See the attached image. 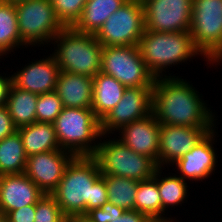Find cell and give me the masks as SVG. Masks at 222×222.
Returning <instances> with one entry per match:
<instances>
[{"label": "cell", "mask_w": 222, "mask_h": 222, "mask_svg": "<svg viewBox=\"0 0 222 222\" xmlns=\"http://www.w3.org/2000/svg\"><path fill=\"white\" fill-rule=\"evenodd\" d=\"M189 83L174 75L155 78L152 91V113L155 119L160 124L216 127L214 113Z\"/></svg>", "instance_id": "obj_1"}, {"label": "cell", "mask_w": 222, "mask_h": 222, "mask_svg": "<svg viewBox=\"0 0 222 222\" xmlns=\"http://www.w3.org/2000/svg\"><path fill=\"white\" fill-rule=\"evenodd\" d=\"M51 195L65 217L85 215L108 202L105 180L92 156H76Z\"/></svg>", "instance_id": "obj_2"}, {"label": "cell", "mask_w": 222, "mask_h": 222, "mask_svg": "<svg viewBox=\"0 0 222 222\" xmlns=\"http://www.w3.org/2000/svg\"><path fill=\"white\" fill-rule=\"evenodd\" d=\"M146 67L155 78L167 77L163 73L170 65L185 63L201 53L196 49L189 32H155L145 30L138 43ZM164 74V75H163Z\"/></svg>", "instance_id": "obj_3"}, {"label": "cell", "mask_w": 222, "mask_h": 222, "mask_svg": "<svg viewBox=\"0 0 222 222\" xmlns=\"http://www.w3.org/2000/svg\"><path fill=\"white\" fill-rule=\"evenodd\" d=\"M56 47L52 53L60 71L80 74L93 78L101 72L103 46L94 34L65 27L53 38Z\"/></svg>", "instance_id": "obj_4"}, {"label": "cell", "mask_w": 222, "mask_h": 222, "mask_svg": "<svg viewBox=\"0 0 222 222\" xmlns=\"http://www.w3.org/2000/svg\"><path fill=\"white\" fill-rule=\"evenodd\" d=\"M53 124L60 149L75 157L96 152L97 139L102 137L101 123L91 108L64 107Z\"/></svg>", "instance_id": "obj_5"}, {"label": "cell", "mask_w": 222, "mask_h": 222, "mask_svg": "<svg viewBox=\"0 0 222 222\" xmlns=\"http://www.w3.org/2000/svg\"><path fill=\"white\" fill-rule=\"evenodd\" d=\"M100 139L93 158L97 161L102 175H115L138 181L152 178L159 168L157 163L145 155L136 153L116 139Z\"/></svg>", "instance_id": "obj_6"}, {"label": "cell", "mask_w": 222, "mask_h": 222, "mask_svg": "<svg viewBox=\"0 0 222 222\" xmlns=\"http://www.w3.org/2000/svg\"><path fill=\"white\" fill-rule=\"evenodd\" d=\"M189 33L210 64L222 61V0H192Z\"/></svg>", "instance_id": "obj_7"}, {"label": "cell", "mask_w": 222, "mask_h": 222, "mask_svg": "<svg viewBox=\"0 0 222 222\" xmlns=\"http://www.w3.org/2000/svg\"><path fill=\"white\" fill-rule=\"evenodd\" d=\"M15 10L21 42L25 47L52 43L65 28L57 19L51 0H25L16 3Z\"/></svg>", "instance_id": "obj_8"}, {"label": "cell", "mask_w": 222, "mask_h": 222, "mask_svg": "<svg viewBox=\"0 0 222 222\" xmlns=\"http://www.w3.org/2000/svg\"><path fill=\"white\" fill-rule=\"evenodd\" d=\"M101 72L126 88L153 86L155 77L146 67L138 45L106 46L102 50Z\"/></svg>", "instance_id": "obj_9"}, {"label": "cell", "mask_w": 222, "mask_h": 222, "mask_svg": "<svg viewBox=\"0 0 222 222\" xmlns=\"http://www.w3.org/2000/svg\"><path fill=\"white\" fill-rule=\"evenodd\" d=\"M145 31L144 7L137 0H128L112 13L94 34L103 46L138 45Z\"/></svg>", "instance_id": "obj_10"}, {"label": "cell", "mask_w": 222, "mask_h": 222, "mask_svg": "<svg viewBox=\"0 0 222 222\" xmlns=\"http://www.w3.org/2000/svg\"><path fill=\"white\" fill-rule=\"evenodd\" d=\"M143 7L145 30L190 31L192 0H149Z\"/></svg>", "instance_id": "obj_11"}, {"label": "cell", "mask_w": 222, "mask_h": 222, "mask_svg": "<svg viewBox=\"0 0 222 222\" xmlns=\"http://www.w3.org/2000/svg\"><path fill=\"white\" fill-rule=\"evenodd\" d=\"M153 86L126 88L121 100L100 121L102 134H112L123 126L152 113Z\"/></svg>", "instance_id": "obj_12"}, {"label": "cell", "mask_w": 222, "mask_h": 222, "mask_svg": "<svg viewBox=\"0 0 222 222\" xmlns=\"http://www.w3.org/2000/svg\"><path fill=\"white\" fill-rule=\"evenodd\" d=\"M213 129V127H186L161 124L158 166L164 168L166 164L173 165L176 163Z\"/></svg>", "instance_id": "obj_13"}, {"label": "cell", "mask_w": 222, "mask_h": 222, "mask_svg": "<svg viewBox=\"0 0 222 222\" xmlns=\"http://www.w3.org/2000/svg\"><path fill=\"white\" fill-rule=\"evenodd\" d=\"M74 157L72 153L62 149L34 154L27 157L24 173L44 194H51Z\"/></svg>", "instance_id": "obj_14"}, {"label": "cell", "mask_w": 222, "mask_h": 222, "mask_svg": "<svg viewBox=\"0 0 222 222\" xmlns=\"http://www.w3.org/2000/svg\"><path fill=\"white\" fill-rule=\"evenodd\" d=\"M160 123L153 113L123 126L118 140L136 153L153 159L158 165Z\"/></svg>", "instance_id": "obj_15"}, {"label": "cell", "mask_w": 222, "mask_h": 222, "mask_svg": "<svg viewBox=\"0 0 222 222\" xmlns=\"http://www.w3.org/2000/svg\"><path fill=\"white\" fill-rule=\"evenodd\" d=\"M215 128L208 132L190 152L173 164L177 167V171H180L179 175L183 180L202 181L216 170L218 161L213 147L217 133Z\"/></svg>", "instance_id": "obj_16"}, {"label": "cell", "mask_w": 222, "mask_h": 222, "mask_svg": "<svg viewBox=\"0 0 222 222\" xmlns=\"http://www.w3.org/2000/svg\"><path fill=\"white\" fill-rule=\"evenodd\" d=\"M47 57L32 61L11 75L12 83L17 88L38 95L55 91L60 68L53 54Z\"/></svg>", "instance_id": "obj_17"}, {"label": "cell", "mask_w": 222, "mask_h": 222, "mask_svg": "<svg viewBox=\"0 0 222 222\" xmlns=\"http://www.w3.org/2000/svg\"><path fill=\"white\" fill-rule=\"evenodd\" d=\"M43 195L25 173L0 176V213L7 215L27 205H36Z\"/></svg>", "instance_id": "obj_18"}, {"label": "cell", "mask_w": 222, "mask_h": 222, "mask_svg": "<svg viewBox=\"0 0 222 222\" xmlns=\"http://www.w3.org/2000/svg\"><path fill=\"white\" fill-rule=\"evenodd\" d=\"M55 92L64 107L91 108L93 78L60 71Z\"/></svg>", "instance_id": "obj_19"}, {"label": "cell", "mask_w": 222, "mask_h": 222, "mask_svg": "<svg viewBox=\"0 0 222 222\" xmlns=\"http://www.w3.org/2000/svg\"><path fill=\"white\" fill-rule=\"evenodd\" d=\"M126 87L114 77L99 72L93 77L92 106L101 121L121 100Z\"/></svg>", "instance_id": "obj_20"}, {"label": "cell", "mask_w": 222, "mask_h": 222, "mask_svg": "<svg viewBox=\"0 0 222 222\" xmlns=\"http://www.w3.org/2000/svg\"><path fill=\"white\" fill-rule=\"evenodd\" d=\"M27 157L48 151L59 150L54 124L35 122L18 128Z\"/></svg>", "instance_id": "obj_21"}, {"label": "cell", "mask_w": 222, "mask_h": 222, "mask_svg": "<svg viewBox=\"0 0 222 222\" xmlns=\"http://www.w3.org/2000/svg\"><path fill=\"white\" fill-rule=\"evenodd\" d=\"M128 0H92L86 1L82 15L73 26L76 31L95 34L107 18Z\"/></svg>", "instance_id": "obj_22"}, {"label": "cell", "mask_w": 222, "mask_h": 222, "mask_svg": "<svg viewBox=\"0 0 222 222\" xmlns=\"http://www.w3.org/2000/svg\"><path fill=\"white\" fill-rule=\"evenodd\" d=\"M38 94L17 88L13 83L10 87L6 107L15 127L21 128L37 121L36 103Z\"/></svg>", "instance_id": "obj_23"}, {"label": "cell", "mask_w": 222, "mask_h": 222, "mask_svg": "<svg viewBox=\"0 0 222 222\" xmlns=\"http://www.w3.org/2000/svg\"><path fill=\"white\" fill-rule=\"evenodd\" d=\"M27 156L18 131L0 140V176L24 173Z\"/></svg>", "instance_id": "obj_24"}, {"label": "cell", "mask_w": 222, "mask_h": 222, "mask_svg": "<svg viewBox=\"0 0 222 222\" xmlns=\"http://www.w3.org/2000/svg\"><path fill=\"white\" fill-rule=\"evenodd\" d=\"M24 47L18 30L15 4L0 0V56ZM17 47V48H15Z\"/></svg>", "instance_id": "obj_25"}, {"label": "cell", "mask_w": 222, "mask_h": 222, "mask_svg": "<svg viewBox=\"0 0 222 222\" xmlns=\"http://www.w3.org/2000/svg\"><path fill=\"white\" fill-rule=\"evenodd\" d=\"M102 177L107 187L108 201L126 211L135 210V195L139 181L115 175H102Z\"/></svg>", "instance_id": "obj_26"}, {"label": "cell", "mask_w": 222, "mask_h": 222, "mask_svg": "<svg viewBox=\"0 0 222 222\" xmlns=\"http://www.w3.org/2000/svg\"><path fill=\"white\" fill-rule=\"evenodd\" d=\"M161 169L162 168L159 167L156 170L153 178L157 181V186L161 197L162 219H167V216H163L165 215V210H167L170 206L172 208L173 206H178L184 202L186 197H188V186L186 181L178 175L161 177Z\"/></svg>", "instance_id": "obj_27"}, {"label": "cell", "mask_w": 222, "mask_h": 222, "mask_svg": "<svg viewBox=\"0 0 222 222\" xmlns=\"http://www.w3.org/2000/svg\"><path fill=\"white\" fill-rule=\"evenodd\" d=\"M135 210L151 219H162V202L157 181L152 177L139 181L135 195Z\"/></svg>", "instance_id": "obj_28"}, {"label": "cell", "mask_w": 222, "mask_h": 222, "mask_svg": "<svg viewBox=\"0 0 222 222\" xmlns=\"http://www.w3.org/2000/svg\"><path fill=\"white\" fill-rule=\"evenodd\" d=\"M86 0H51L57 19L64 27H73L80 19Z\"/></svg>", "instance_id": "obj_29"}, {"label": "cell", "mask_w": 222, "mask_h": 222, "mask_svg": "<svg viewBox=\"0 0 222 222\" xmlns=\"http://www.w3.org/2000/svg\"><path fill=\"white\" fill-rule=\"evenodd\" d=\"M63 108V103L55 91L38 95L36 103L37 122L53 124Z\"/></svg>", "instance_id": "obj_30"}, {"label": "cell", "mask_w": 222, "mask_h": 222, "mask_svg": "<svg viewBox=\"0 0 222 222\" xmlns=\"http://www.w3.org/2000/svg\"><path fill=\"white\" fill-rule=\"evenodd\" d=\"M65 218L51 194H44L36 203L35 222H65Z\"/></svg>", "instance_id": "obj_31"}, {"label": "cell", "mask_w": 222, "mask_h": 222, "mask_svg": "<svg viewBox=\"0 0 222 222\" xmlns=\"http://www.w3.org/2000/svg\"><path fill=\"white\" fill-rule=\"evenodd\" d=\"M125 212L124 208L115 206L108 201L102 207L88 211L85 216L93 222H111L114 218L122 216Z\"/></svg>", "instance_id": "obj_32"}, {"label": "cell", "mask_w": 222, "mask_h": 222, "mask_svg": "<svg viewBox=\"0 0 222 222\" xmlns=\"http://www.w3.org/2000/svg\"><path fill=\"white\" fill-rule=\"evenodd\" d=\"M36 205H27L9 212L8 222H35Z\"/></svg>", "instance_id": "obj_33"}, {"label": "cell", "mask_w": 222, "mask_h": 222, "mask_svg": "<svg viewBox=\"0 0 222 222\" xmlns=\"http://www.w3.org/2000/svg\"><path fill=\"white\" fill-rule=\"evenodd\" d=\"M15 131H17V128L12 121L8 108L6 105L0 106V140L13 134Z\"/></svg>", "instance_id": "obj_34"}, {"label": "cell", "mask_w": 222, "mask_h": 222, "mask_svg": "<svg viewBox=\"0 0 222 222\" xmlns=\"http://www.w3.org/2000/svg\"><path fill=\"white\" fill-rule=\"evenodd\" d=\"M151 218L136 210H127L122 216L116 217L111 222H149Z\"/></svg>", "instance_id": "obj_35"}, {"label": "cell", "mask_w": 222, "mask_h": 222, "mask_svg": "<svg viewBox=\"0 0 222 222\" xmlns=\"http://www.w3.org/2000/svg\"><path fill=\"white\" fill-rule=\"evenodd\" d=\"M11 85V76L5 77L0 74V106L6 105Z\"/></svg>", "instance_id": "obj_36"}, {"label": "cell", "mask_w": 222, "mask_h": 222, "mask_svg": "<svg viewBox=\"0 0 222 222\" xmlns=\"http://www.w3.org/2000/svg\"><path fill=\"white\" fill-rule=\"evenodd\" d=\"M65 222H93L85 215H74L65 218Z\"/></svg>", "instance_id": "obj_37"}, {"label": "cell", "mask_w": 222, "mask_h": 222, "mask_svg": "<svg viewBox=\"0 0 222 222\" xmlns=\"http://www.w3.org/2000/svg\"><path fill=\"white\" fill-rule=\"evenodd\" d=\"M174 220L172 218L167 219H151L149 222H173Z\"/></svg>", "instance_id": "obj_38"}, {"label": "cell", "mask_w": 222, "mask_h": 222, "mask_svg": "<svg viewBox=\"0 0 222 222\" xmlns=\"http://www.w3.org/2000/svg\"><path fill=\"white\" fill-rule=\"evenodd\" d=\"M0 222H8L7 216L3 213H0Z\"/></svg>", "instance_id": "obj_39"}, {"label": "cell", "mask_w": 222, "mask_h": 222, "mask_svg": "<svg viewBox=\"0 0 222 222\" xmlns=\"http://www.w3.org/2000/svg\"><path fill=\"white\" fill-rule=\"evenodd\" d=\"M5 2H9V3H12V4H16L18 2H22V1H25V0H3Z\"/></svg>", "instance_id": "obj_40"}, {"label": "cell", "mask_w": 222, "mask_h": 222, "mask_svg": "<svg viewBox=\"0 0 222 222\" xmlns=\"http://www.w3.org/2000/svg\"><path fill=\"white\" fill-rule=\"evenodd\" d=\"M137 1L140 2L143 5L145 2H147L149 0H137Z\"/></svg>", "instance_id": "obj_41"}]
</instances>
